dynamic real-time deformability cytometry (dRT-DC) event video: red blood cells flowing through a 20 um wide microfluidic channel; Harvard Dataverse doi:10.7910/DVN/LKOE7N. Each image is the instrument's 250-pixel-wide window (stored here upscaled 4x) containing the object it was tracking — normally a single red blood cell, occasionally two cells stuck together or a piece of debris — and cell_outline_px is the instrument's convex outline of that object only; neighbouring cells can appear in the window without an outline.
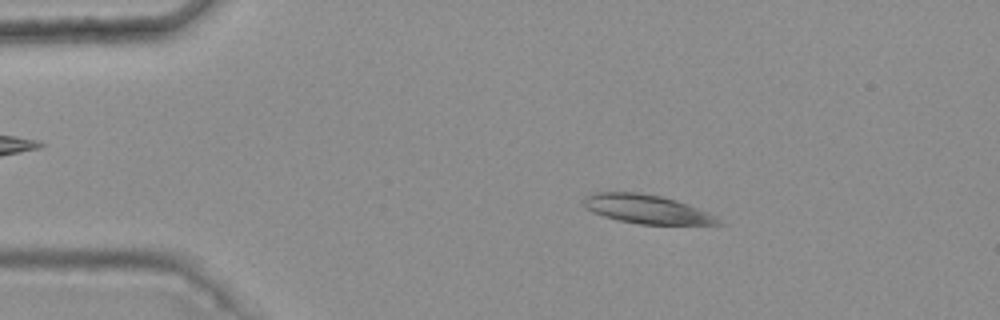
{"species": "common noctule bat (a hibernating species)", "species_latin": "Nyctalus noctula", "temperature_condition": "warm", "stored_images_in_passage": 5, "camera_frame_rate_fps": 3000, "um_per_image_px": 0.085, "animal": {"sex": "female", "body_mass_g": 25.1}, "frame": {"image": 1, "passage_image": 2, "time_ms": 0.333, "image_size_px": [1000, 320], "cell_outline_px": [[728, 224], [640, 224], [620, 220], [604, 216], [592, 212], [584, 204], [584, 196], [588, 192], [636, 192], [660, 196], [676, 200], [708, 212], [716, 216]], "centroid_in_image_um": [54.98, 17.77], "position_along_channel_um": 30.0, "area_um2": 22.48}}
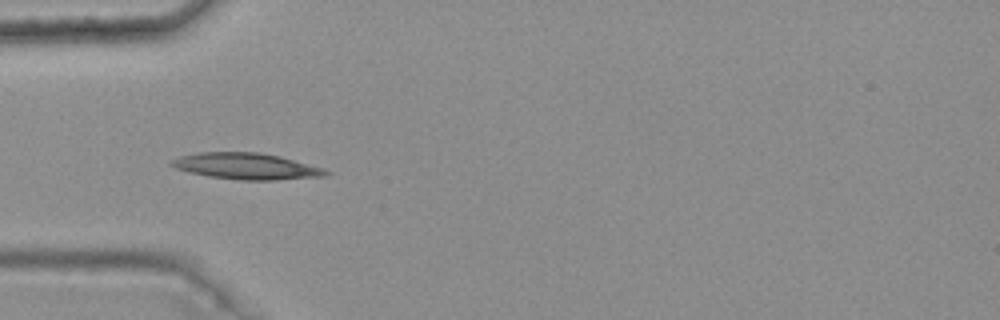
{"frame": {"image": 2, "passage_image": 4, "time_ms": 1.0, "image_size_px": [1000, 320], "cell_outline_px": [[332, 172], [328, 176], [276, 180], [240, 180], [208, 176], [188, 172], [176, 168], [168, 164], [172, 160], [180, 156], [196, 152], [256, 152], [280, 156], [324, 168]], "centroid_in_image_um": [20.96, 14.13], "position_along_channel_um": 64.0, "area_um2": 23.81}}
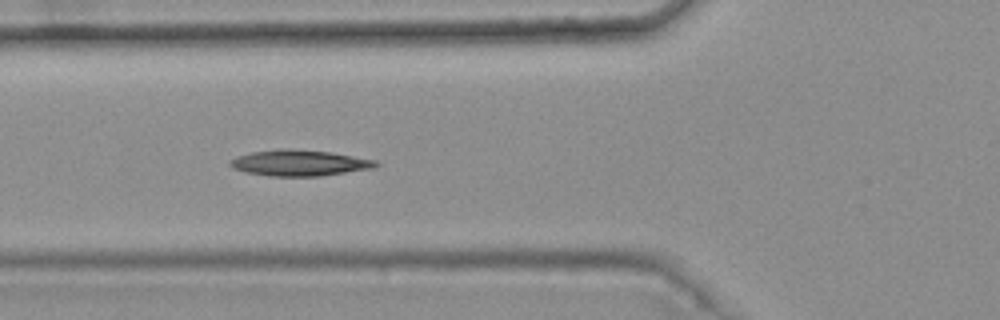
{"frame": {"image": 3, "passage_image": 5, "time_ms": 1.333, "image_size_px": [1000, 320], "cell_outline_px": [[380, 164], [376, 168], [320, 176], [268, 176], [244, 172], [232, 168], [228, 164], [228, 160], [236, 156], [252, 152], [280, 148], [288, 148], [332, 152], [376, 160]], "centroid_in_image_um": [25.43, 13.84], "position_along_channel_um": 100.4, "area_um2": 22.43}}